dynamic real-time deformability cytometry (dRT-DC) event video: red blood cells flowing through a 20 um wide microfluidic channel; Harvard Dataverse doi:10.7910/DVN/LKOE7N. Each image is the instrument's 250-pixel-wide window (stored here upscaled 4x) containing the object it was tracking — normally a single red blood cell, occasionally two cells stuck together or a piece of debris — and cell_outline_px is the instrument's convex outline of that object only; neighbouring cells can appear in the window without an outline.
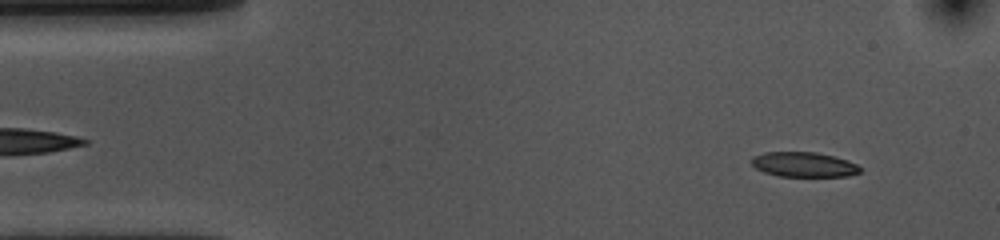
{"species": "common noctule bat (a hibernating species)", "species_latin": "Nyctalus noctula", "temperature_condition": "cold", "stored_images_in_passage": 53, "camera_frame_rate_fps": 3000, "um_per_image_px": 0.085, "animal": {"sex": "female", "body_mass_g": 10.0, "forearm_length_mm": 53.1}, "frame": {"image": 1, "passage_image": 4, "time_ms": 1.0, "image_size_px": [1000, 240], "cell_outline_px": [[864, 168], [860, 172], [848, 176], [780, 176], [764, 172], [756, 168], [752, 164], [752, 156], [764, 152], [816, 152], [848, 160]], "centroid_in_image_um": [68.34, 13.98], "position_along_channel_um": 16.7, "area_um2": 15.72}}
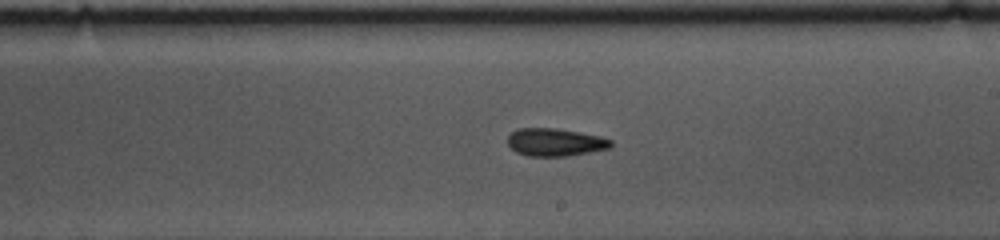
{"frame": {"image": 2, "passage_image": 29, "time_ms": 9.333, "image_size_px": [1000, 240], "cell_outline_px": [[612, 148], [568, 156], [528, 156], [516, 152], [508, 144], [508, 136], [516, 128], [552, 128], [600, 136], [612, 140]], "centroid_in_image_um": [47.19, 12.1], "position_along_channel_um": 241.8, "area_um2": 16.65}}
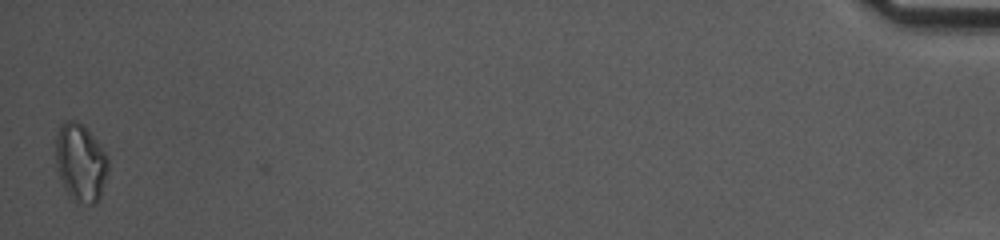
{"frame": {"image": 3, "passage_image": 53, "time_ms": 17.333, "image_size_px": [1000, 240], "cell_outline_px": [[108, 172], [100, 196], [96, 204], [88, 204], [72, 200], [56, 168], [56, 136], [60, 124], [64, 120], [72, 120], [80, 124], [92, 136], [108, 156]], "centroid_in_image_um": [6.85, 13.83], "position_along_channel_um": 428.4, "area_um2": 23.41}, "authors_computed_cell_mechanics": {"area_um2": 16.9932, "velocity_mm_per_s": 3.5845, "shape_relaxation_time_tau1_ms": 8.4721, "shape_relaxation_time_tau2_ms": null, "deformation_change_tau1": 0.1535, "deformation_change_tau2": null}}